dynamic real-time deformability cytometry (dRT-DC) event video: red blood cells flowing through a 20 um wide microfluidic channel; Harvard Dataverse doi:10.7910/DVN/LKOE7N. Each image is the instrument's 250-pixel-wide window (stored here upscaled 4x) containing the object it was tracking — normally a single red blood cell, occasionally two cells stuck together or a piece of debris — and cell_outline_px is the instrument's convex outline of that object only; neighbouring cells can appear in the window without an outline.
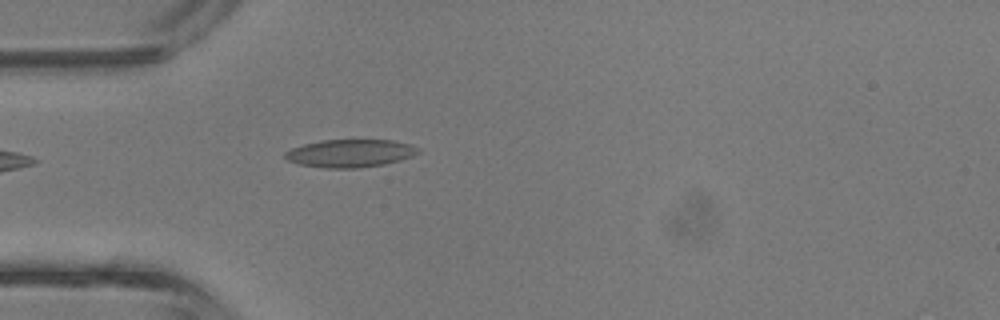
{"species": "common noctule bat (a hibernating species)", "species_latin": "Nyctalus noctula", "temperature_condition": "room temperature", "stored_images_in_passage": 4, "camera_frame_rate_fps": 3000, "um_per_image_px": 0.085, "animal": {"sex": "male", "body_mass_g": 13.3}, "frame": {"image": 1, "passage_image": 4, "time_ms": 1.0, "image_size_px": [1000, 320], "cell_outline_px": [[420, 152], [412, 156], [400, 160], [384, 164], [360, 168], [324, 168], [300, 164], [288, 160], [284, 156], [284, 152], [292, 148], [304, 144], [320, 140], [392, 140], [408, 144], [420, 148]], "centroid_in_image_um": [29.76, 13.03], "position_along_channel_um": 55.2, "area_um2": 21.56}}